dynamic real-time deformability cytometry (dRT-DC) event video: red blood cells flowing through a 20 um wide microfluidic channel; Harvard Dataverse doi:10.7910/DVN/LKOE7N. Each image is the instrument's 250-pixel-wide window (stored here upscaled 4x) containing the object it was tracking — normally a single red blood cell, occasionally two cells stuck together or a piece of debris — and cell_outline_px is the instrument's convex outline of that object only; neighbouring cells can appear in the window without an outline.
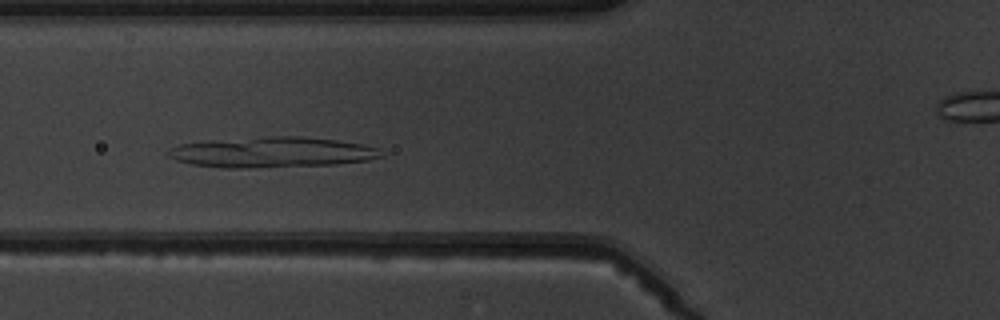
{"species": "common noctule bat (a hibernating species)", "species_latin": "Nyctalus noctula", "temperature_condition": "warm", "stored_images_in_passage": 6, "camera_frame_rate_fps": 3000, "um_per_image_px": 0.085, "animal": {"sex": "male", "body_mass_g": 19.5, "forearm_length_mm": 54.6}, "frame": {"image": 1, "passage_image": 5, "time_ms": 4.333, "image_size_px": [1000, 320], "cell_outline_px": [[384, 156], [368, 160], [336, 164], [248, 168], [220, 168], [192, 164], [176, 160], [168, 156], [168, 152], [172, 148], [180, 144], [208, 140], [264, 136], [300, 136], [336, 140], [360, 144], [380, 148]], "centroid_in_image_um": [23.12, 12.94], "position_along_channel_um": 102.7, "area_um2": 37.97}}